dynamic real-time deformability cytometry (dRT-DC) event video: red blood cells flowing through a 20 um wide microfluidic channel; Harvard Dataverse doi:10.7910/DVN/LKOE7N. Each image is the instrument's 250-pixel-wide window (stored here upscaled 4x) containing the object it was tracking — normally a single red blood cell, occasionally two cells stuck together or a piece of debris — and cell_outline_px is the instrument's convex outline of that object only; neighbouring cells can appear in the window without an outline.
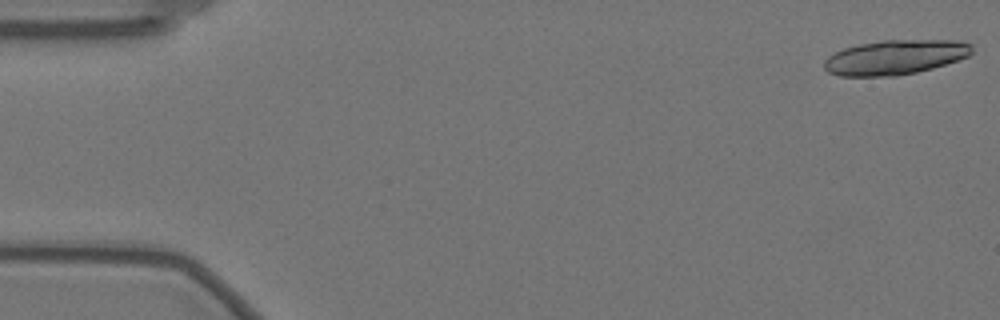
{"species": "Egyptian fruit bat (a non-hibernating species)", "species_latin": "Rousettus aegyptiacus", "temperature_condition": "warm", "stored_images_in_passage": 19, "camera_frame_rate_fps": 3000, "um_per_image_px": 0.085, "animal": {"sex": "female"}, "frame": {"image": 1, "passage_image": 1, "time_ms": 0.0, "image_size_px": [1000, 320], "cell_outline_px": [[972, 52], [968, 56], [932, 68], [916, 72], [896, 76], [840, 76], [828, 72], [824, 68], [824, 60], [828, 56], [844, 48], [860, 44], [884, 40], [956, 40], [972, 44]], "centroid_in_image_um": [76.07, 4.87], "position_along_channel_um": 8.9, "area_um2": 29.71}}